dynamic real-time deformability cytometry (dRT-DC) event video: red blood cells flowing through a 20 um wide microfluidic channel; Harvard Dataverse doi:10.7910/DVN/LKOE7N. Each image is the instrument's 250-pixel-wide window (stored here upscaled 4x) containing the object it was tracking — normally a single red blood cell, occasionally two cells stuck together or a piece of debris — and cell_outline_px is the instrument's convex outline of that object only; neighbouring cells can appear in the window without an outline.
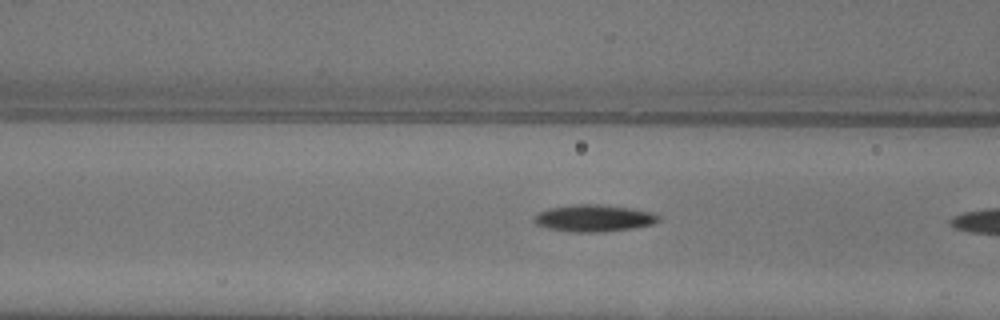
{"species": "common noctule bat (a hibernating species)", "species_latin": "Nyctalus noctula", "temperature_condition": "warm", "stored_images_in_passage": 8, "camera_frame_rate_fps": 3000, "um_per_image_px": 0.085, "animal": {"sex": "female"}, "frame": {"image": 1, "passage_image": 7, "time_ms": 2.0, "image_size_px": [1000, 320], "cell_outline_px": [[660, 220], [652, 224], [632, 228], [596, 232], [568, 232], [548, 228], [536, 224], [532, 220], [532, 216], [536, 212], [548, 208], [572, 204], [600, 204], [628, 208], [652, 212], [660, 216]], "centroid_in_image_um": [50.4, 18.53], "position_along_channel_um": 116.2, "area_um2": 19.65}}